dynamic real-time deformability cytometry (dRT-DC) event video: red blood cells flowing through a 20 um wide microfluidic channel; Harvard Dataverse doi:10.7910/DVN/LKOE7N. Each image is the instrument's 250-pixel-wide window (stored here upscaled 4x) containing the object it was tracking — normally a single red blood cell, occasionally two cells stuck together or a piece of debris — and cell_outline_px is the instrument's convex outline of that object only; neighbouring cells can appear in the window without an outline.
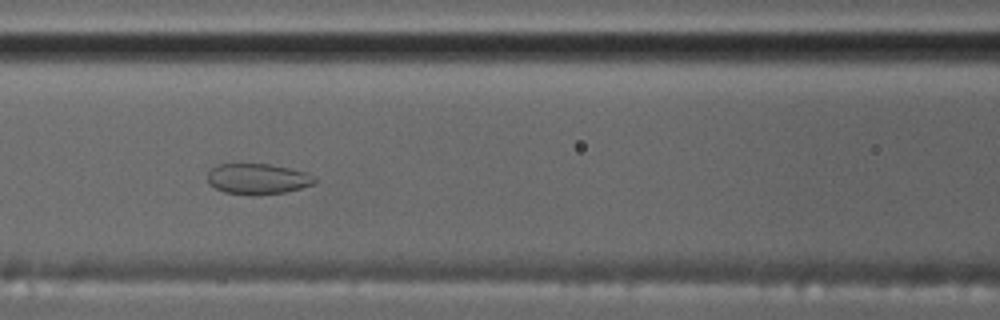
{"species": "common noctule bat (a hibernating species)", "species_latin": "Nyctalus noctula", "temperature_condition": "cold", "stored_images_in_passage": 15, "camera_frame_rate_fps": 3000, "um_per_image_px": 0.085, "animal": {"sex": "male", "body_mass_g": 17.5, "forearm_length_mm": 52.3}, "frame": {"image": 1, "passage_image": 7, "time_ms": 8.333, "image_size_px": [1000, 320], "cell_outline_px": [[316, 180], [312, 184], [300, 188], [284, 192], [260, 196], [252, 196], [224, 192], [208, 184], [208, 172], [216, 164], [268, 164], [288, 168], [304, 172], [312, 176]], "centroid_in_image_um": [21.84, 15.22], "position_along_channel_um": 144.8, "area_um2": 19.13}, "authors_computed_cell_mechanics": {"area_um2": 26.9926, "velocity_mm_per_s": 3.486, "shape_relaxation_time_tau1_ms": 5.4366, "shape_relaxation_time_tau2_ms": null, "deformation_change_tau1": 0.1355, "deformation_change_tau2": null}}